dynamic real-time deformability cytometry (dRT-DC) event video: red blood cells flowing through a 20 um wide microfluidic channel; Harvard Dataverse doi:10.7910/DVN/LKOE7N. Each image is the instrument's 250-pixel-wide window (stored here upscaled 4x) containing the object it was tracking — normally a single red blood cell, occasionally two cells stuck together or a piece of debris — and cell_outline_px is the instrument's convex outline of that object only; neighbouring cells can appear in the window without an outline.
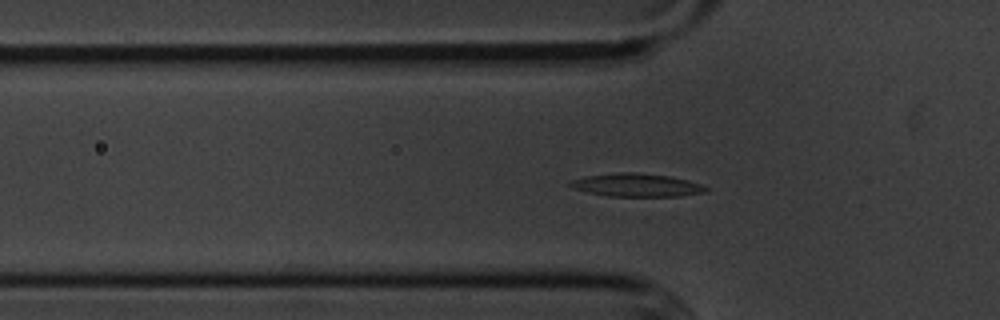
{"species": "common noctule bat (a hibernating species)", "species_latin": "Nyctalus noctula", "temperature_condition": "cold", "stored_images_in_passage": 56, "segment_of_instrument_passage": [1, 2], "camera_frame_rate_fps": 3000, "um_per_image_px": 0.085, "animal": {"sex": "male", "body_mass_g": 20.1, "forearm_length_mm": 53.5}, "frame": {"image": 1, "passage_image": 17, "time_ms": 5.333, "image_size_px": [1000, 320], "cell_outline_px": [[708, 188], [704, 192], [680, 196], [608, 196], [588, 192], [572, 188], [568, 184], [572, 180], [588, 176], [620, 172], [636, 172], [672, 176], [688, 180], [700, 184]], "centroid_in_image_um": [54.12, 15.73], "position_along_channel_um": 71.7, "area_um2": 18.15}}
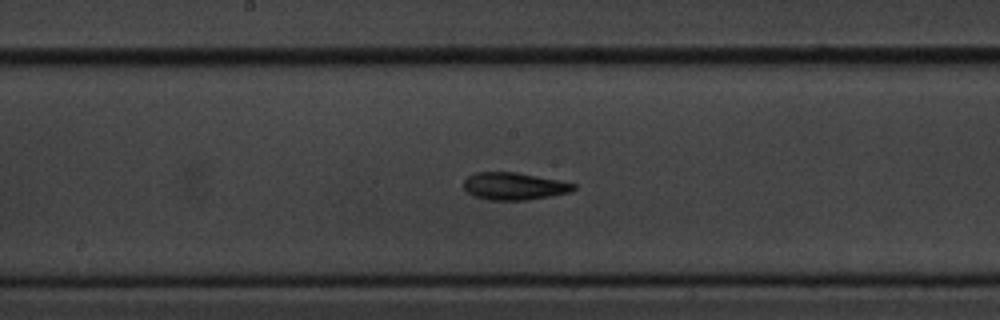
{"frame": {"image": 2, "passage_image": 28, "time_ms": 9.0, "image_size_px": [1000, 320], "cell_outline_px": [[576, 188], [568, 192], [528, 200], [488, 200], [472, 196], [464, 188], [464, 180], [468, 176], [476, 172], [516, 172], [576, 184]], "centroid_in_image_um": [43.64, 15.83], "position_along_channel_um": 204.6, "area_um2": 17.34}}
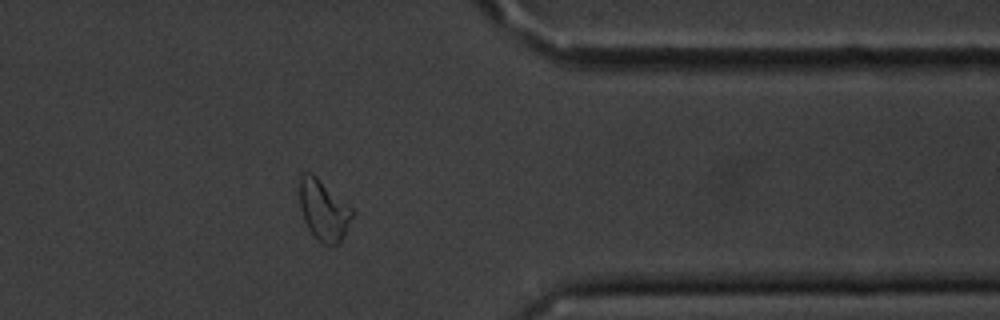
{"frame": {"image": 3, "passage_image": 44, "time_ms": 14.333, "image_size_px": [1000, 320], "cell_outline_px": [[356, 212], [344, 236], [336, 244], [324, 244], [308, 228], [304, 220], [300, 208], [300, 176], [304, 172], [312, 172], [352, 208]], "centroid_in_image_um": [27.53, 17.83], "position_along_channel_um": 383.9, "area_um2": 18.44}}